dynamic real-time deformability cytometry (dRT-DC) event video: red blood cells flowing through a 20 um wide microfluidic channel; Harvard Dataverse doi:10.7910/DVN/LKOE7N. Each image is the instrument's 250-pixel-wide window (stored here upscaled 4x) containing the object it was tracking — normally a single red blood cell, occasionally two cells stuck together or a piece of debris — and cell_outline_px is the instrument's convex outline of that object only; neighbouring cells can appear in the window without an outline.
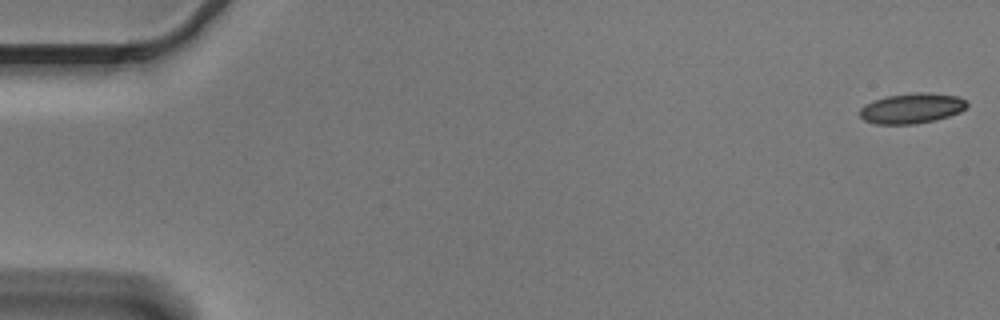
{"species": "Egyptian fruit bat (a non-hibernating species)", "species_latin": "Rousettus aegyptiacus", "temperature_condition": "cold", "stored_images_in_passage": 55, "camera_frame_rate_fps": 3000, "um_per_image_px": 0.085, "animal": {"sex": "male"}, "frame": {"image": 1, "passage_image": 1, "time_ms": 0.0, "image_size_px": [1000, 320], "cell_outline_px": [[968, 104], [960, 112], [936, 120], [916, 124], [876, 124], [864, 120], [860, 116], [860, 108], [864, 104], [872, 100], [888, 96], [916, 92], [924, 92], [960, 96]], "centroid_in_image_um": [77.48, 9.2], "position_along_channel_um": 7.5, "area_um2": 18.96}}
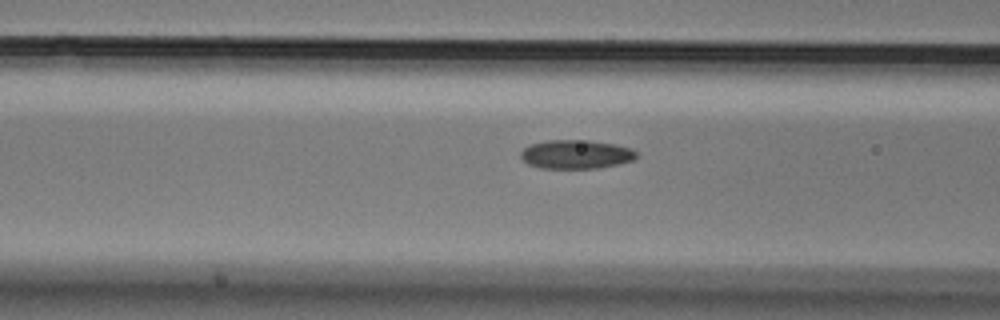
{"frame": {"image": 2, "passage_image": 22, "time_ms": 7.0, "image_size_px": [1000, 320], "cell_outline_px": [[640, 156], [632, 160], [600, 168], [540, 168], [528, 164], [520, 156], [520, 152], [528, 144], [548, 140], [588, 140], [616, 144], [632, 148]], "centroid_in_image_um": [48.96, 13.11], "position_along_channel_um": 117.6, "area_um2": 19.59}}
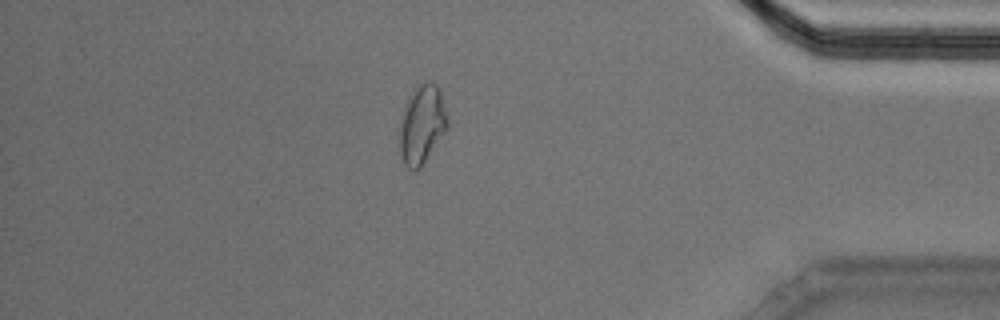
{"frame": {"image": 3, "passage_image": 48, "time_ms": 15.667, "image_size_px": [1000, 320], "cell_outline_px": [[448, 124], [444, 132], [420, 168], [408, 168], [404, 164], [400, 152], [400, 128], [404, 112], [412, 96], [428, 80], [436, 84], [440, 88], [448, 120]], "centroid_in_image_um": [35.9, 10.62], "position_along_channel_um": 399.3, "area_um2": 20.75}, "authors_computed_cell_mechanics": {"area_um2": 19.363, "velocity_mm_per_s": 3.6305, "shape_relaxation_time_tau1_ms": 7.1307, "shape_relaxation_time_tau2_ms": 3.4441, "deformation_change_tau1": 0.147, "deformation_change_tau2": 0.0814}}